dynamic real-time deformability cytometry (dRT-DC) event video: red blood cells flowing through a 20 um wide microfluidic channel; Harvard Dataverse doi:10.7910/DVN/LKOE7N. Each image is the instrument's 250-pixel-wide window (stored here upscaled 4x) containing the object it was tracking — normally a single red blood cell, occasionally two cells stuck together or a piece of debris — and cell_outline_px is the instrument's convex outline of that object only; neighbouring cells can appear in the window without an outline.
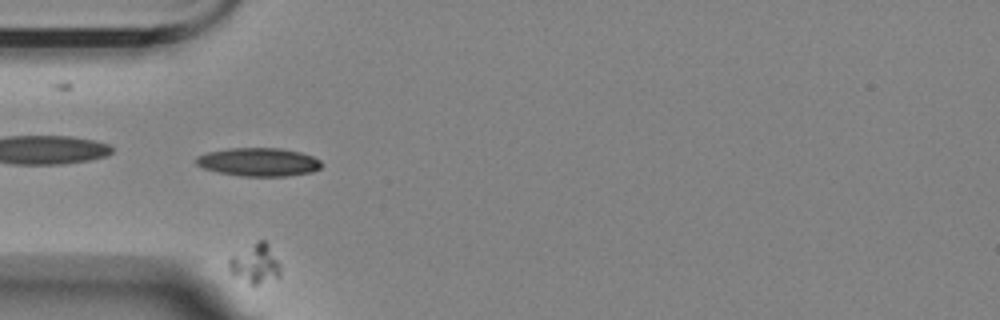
{"species": "Egyptian fruit bat (a non-hibernating species)", "species_latin": "Rousettus aegyptiacus", "temperature_condition": "room temperature", "stored_images_in_passage": 13, "camera_frame_rate_fps": 3000, "um_per_image_px": 0.085, "animal": {"sex": "female"}, "frame": {"image": 1, "passage_image": 5, "time_ms": 5.667, "image_size_px": [1000, 320], "cell_outline_px": [[280, 276], [252, 288], [236, 276], [228, 268], [228, 260], [232, 256], [256, 240], [264, 240], [268, 244], [280, 264]], "centroid_in_image_um": [21.69, 22.45], "position_along_channel_um": 63.3, "area_um2": 12.02}}
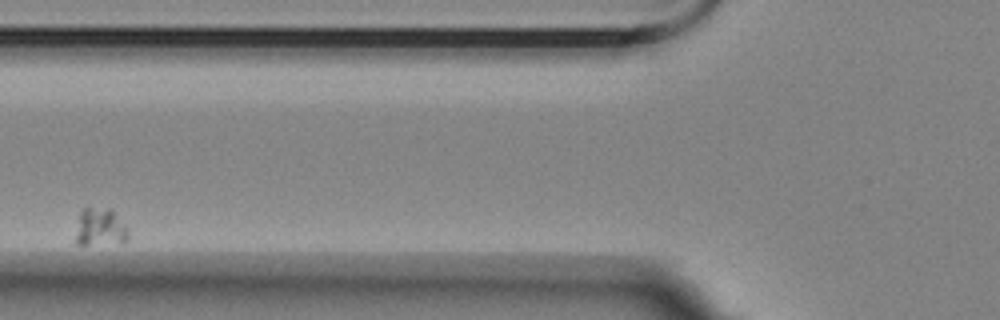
{"frame": {"image": 2, "passage_image": 7, "time_ms": 8.0, "image_size_px": [1000, 320], "cell_outline_px": [[128, 240], [124, 244], [76, 244], [76, 236], [80, 212], [84, 208], [112, 208], [128, 228]], "centroid_in_image_um": [8.58, 19.33], "position_along_channel_um": 117.2, "area_um2": 11.79}}
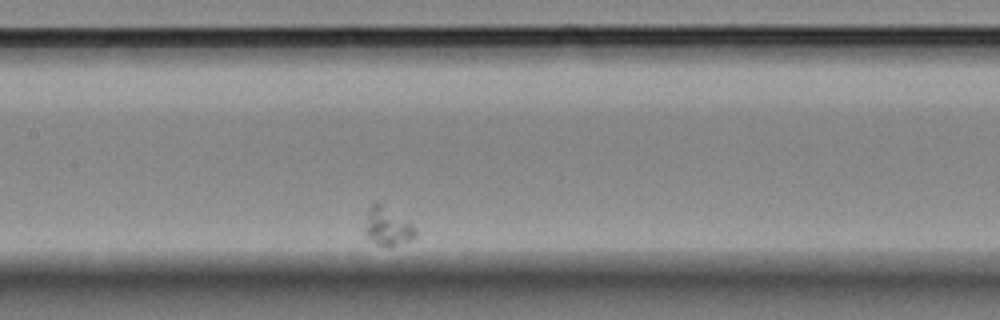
{"frame": {"image": 3, "passage_image": 9, "time_ms": 10.333, "image_size_px": [1000, 320], "cell_outline_px": [[416, 236], [408, 240], [396, 244], [376, 244], [364, 232], [368, 212], [372, 204], [380, 204], [412, 224], [416, 228]], "centroid_in_image_um": [32.94, 19.26], "position_along_channel_um": 174.5, "area_um2": 10.4}}